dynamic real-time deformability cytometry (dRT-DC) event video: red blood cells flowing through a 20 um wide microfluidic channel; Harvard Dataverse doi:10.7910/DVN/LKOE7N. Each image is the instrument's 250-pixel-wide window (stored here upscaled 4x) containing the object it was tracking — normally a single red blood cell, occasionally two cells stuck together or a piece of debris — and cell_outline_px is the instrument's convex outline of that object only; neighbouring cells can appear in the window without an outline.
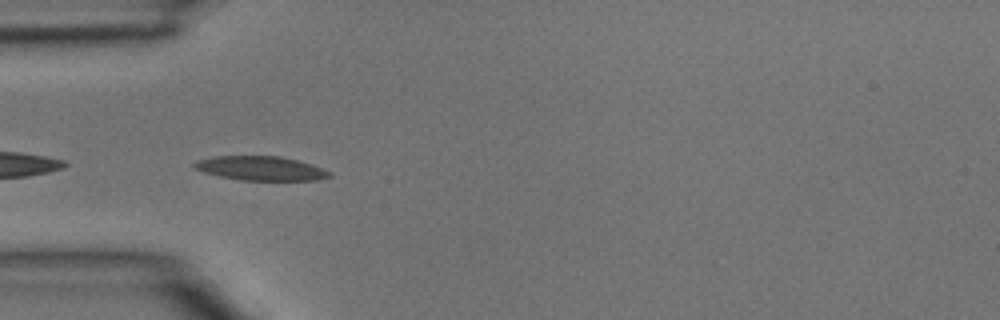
{"species": "common noctule bat (a hibernating species)", "species_latin": "Nyctalus noctula", "temperature_condition": "room temperature", "stored_images_in_passage": 18, "camera_frame_rate_fps": 3000, "um_per_image_px": 0.085, "animal": {"sex": "male", "body_mass_g": 15.6}, "frame": {"image": 1, "passage_image": 13, "time_ms": 4.0, "image_size_px": [1000, 320], "cell_outline_px": [[332, 176], [316, 180], [240, 180], [220, 176], [204, 172], [192, 168], [192, 164], [196, 160], [212, 156], [280, 156], [296, 160], [320, 168], [328, 172]], "centroid_in_image_um": [22.06, 14.3], "position_along_channel_um": 62.9, "area_um2": 18.84}}